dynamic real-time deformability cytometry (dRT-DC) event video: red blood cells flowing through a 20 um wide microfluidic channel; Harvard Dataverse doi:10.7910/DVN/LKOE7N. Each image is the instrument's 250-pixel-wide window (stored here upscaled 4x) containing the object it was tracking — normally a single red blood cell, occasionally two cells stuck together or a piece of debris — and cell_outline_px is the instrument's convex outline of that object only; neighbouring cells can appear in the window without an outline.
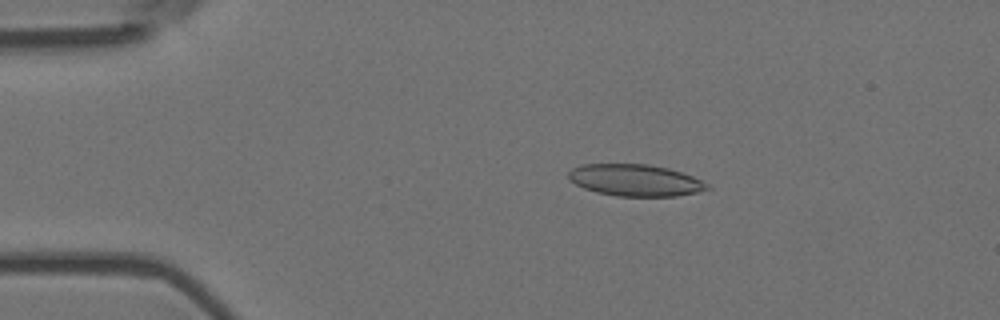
{"species": "Egyptian fruit bat (a non-hibernating species)", "species_latin": "Rousettus aegyptiacus", "temperature_condition": "room temperature", "stored_images_in_passage": 53, "camera_frame_rate_fps": 3000, "um_per_image_px": 0.085, "animal": {"sex": "female"}, "frame": {"image": 1, "passage_image": 9, "time_ms": 2.667, "image_size_px": [1000, 320], "cell_outline_px": [[712, 188], [696, 192], [676, 196], [616, 196], [596, 192], [584, 188], [568, 180], [568, 172], [572, 168], [580, 164], [648, 164], [668, 168], [692, 176], [708, 184]], "centroid_in_image_um": [53.96, 15.31], "position_along_channel_um": 31.0, "area_um2": 25.66}}
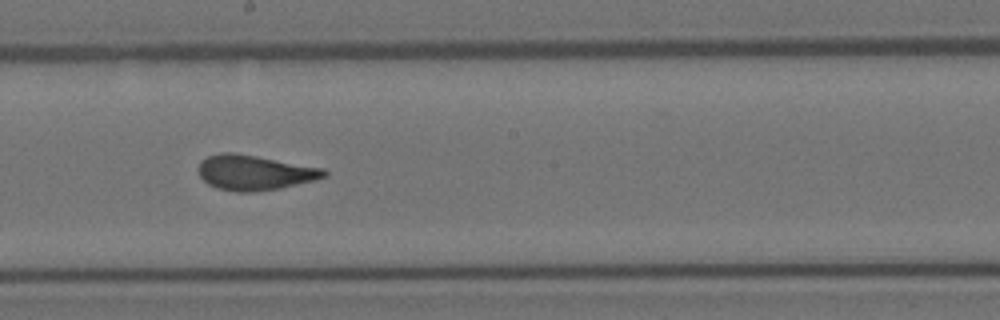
{"frame": {"image": 2, "passage_image": 29, "time_ms": 9.333, "image_size_px": [1000, 320], "cell_outline_px": [[328, 176], [316, 180], [280, 188], [252, 192], [236, 192], [216, 188], [208, 184], [200, 176], [196, 168], [200, 160], [208, 156], [220, 152], [232, 152], [256, 156], [324, 168], [328, 172]], "centroid_in_image_um": [21.61, 14.67], "position_along_channel_um": 226.6, "area_um2": 25.89}}
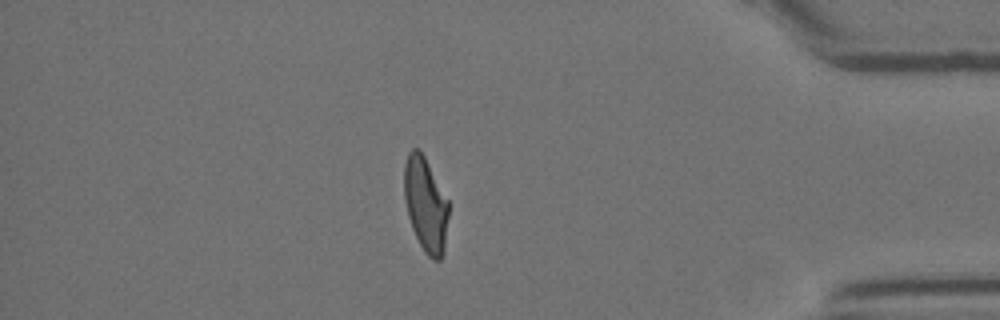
{"frame": {"image": 3, "passage_image": 46, "time_ms": 15.0, "image_size_px": [1000, 320], "cell_outline_px": [[448, 216], [444, 252], [440, 260], [432, 260], [424, 252], [412, 228], [408, 216], [404, 200], [404, 164], [408, 152], [412, 148], [420, 148], [448, 200]], "centroid_in_image_um": [36.16, 17.37], "position_along_channel_um": 399.0, "area_um2": 24.57}, "authors_computed_cell_mechanics": {"area_um2": 25.6054, "velocity_mm_per_s": 3.6807, "shape_relaxation_time_tau1_ms": 11.031, "shape_relaxation_time_tau2_ms": 1.2192, "deformation_change_tau1": 0.2733, "deformation_change_tau2": 0.0845}}